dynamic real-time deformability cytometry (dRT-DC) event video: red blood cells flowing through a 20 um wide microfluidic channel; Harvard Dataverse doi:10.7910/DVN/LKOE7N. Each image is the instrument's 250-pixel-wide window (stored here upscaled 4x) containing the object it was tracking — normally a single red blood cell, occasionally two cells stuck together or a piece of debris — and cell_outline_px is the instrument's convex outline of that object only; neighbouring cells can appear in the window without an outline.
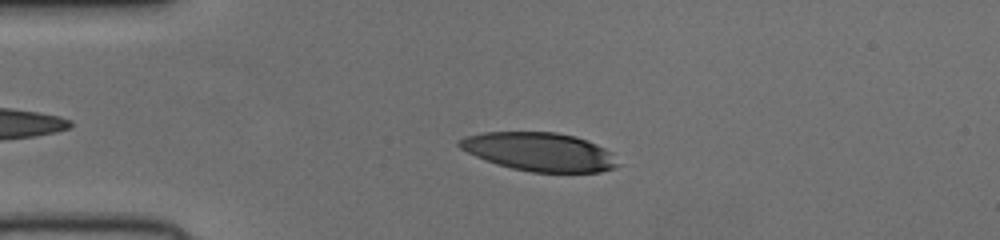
{"species": "human", "species_latin": "Homo sapiens", "temperature_condition": "cold", "stored_images_in_passage": 43, "camera_frame_rate_fps": 3000, "um_per_image_px": 0.085, "donor": {"sex": "female"}, "frame": {"image": 1, "passage_image": 9, "time_ms": 2.667, "image_size_px": [1000, 240], "cell_outline_px": [[620, 164], [616, 168], [600, 172], [532, 172], [512, 168], [496, 164], [476, 156], [460, 148], [456, 144], [464, 136], [484, 132], [556, 132], [576, 136], [588, 140], [612, 152]], "centroid_in_image_um": [45.89, 12.9], "position_along_channel_um": 39.1, "area_um2": 35.72}}
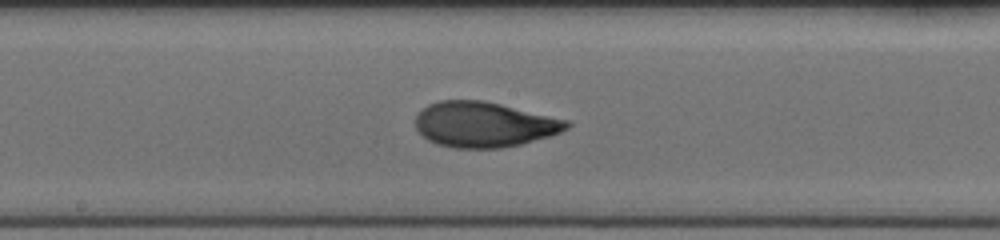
{"frame": {"image": 2, "passage_image": 24, "time_ms": 7.667, "image_size_px": [1000, 240], "cell_outline_px": [[572, 124], [568, 128], [560, 132], [548, 136], [520, 144], [500, 148], [456, 148], [436, 144], [428, 140], [416, 128], [416, 116], [428, 104], [440, 100], [484, 100], [568, 120]], "centroid_in_image_um": [41.14, 10.58], "position_along_channel_um": 207.1, "area_um2": 39.71}}
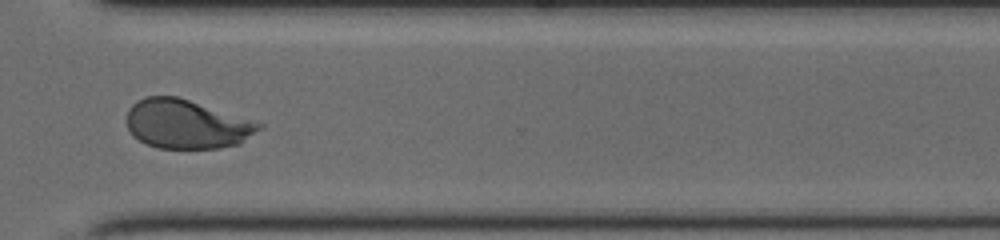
{"frame": {"image": 3, "passage_image": 35, "time_ms": 11.333, "image_size_px": [1000, 240], "cell_outline_px": [[264, 128], [240, 144], [220, 148], [156, 148], [132, 136], [124, 120], [128, 108], [136, 100], [144, 96], [176, 96], [264, 124]], "centroid_in_image_um": [15.83, 10.55], "position_along_channel_um": 354.8, "area_um2": 38.03}}